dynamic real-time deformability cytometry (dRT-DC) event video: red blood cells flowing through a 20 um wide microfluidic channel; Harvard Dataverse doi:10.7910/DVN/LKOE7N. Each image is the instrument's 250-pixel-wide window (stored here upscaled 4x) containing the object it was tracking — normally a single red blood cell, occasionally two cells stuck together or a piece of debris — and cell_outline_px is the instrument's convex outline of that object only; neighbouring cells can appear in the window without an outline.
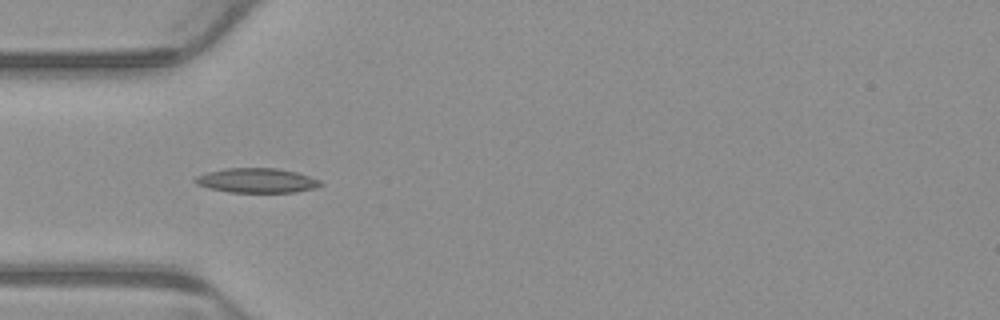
{"species": "common noctule bat (a hibernating species)", "species_latin": "Nyctalus noctula", "temperature_condition": "warm", "stored_images_in_passage": 4, "camera_frame_rate_fps": 3000, "um_per_image_px": 0.085, "animal": {"sex": "male", "body_mass_g": 23.1, "forearm_length_mm": 52.7}, "frame": {"image": 1, "passage_image": 2, "time_ms": 0.333, "image_size_px": [1000, 320], "cell_outline_px": [[324, 184], [316, 188], [296, 192], [228, 192], [208, 188], [196, 184], [192, 180], [196, 176], [208, 172], [224, 168], [276, 168], [296, 172], [320, 180]], "centroid_in_image_um": [21.81, 15.34], "position_along_channel_um": 63.2, "area_um2": 18.03}}
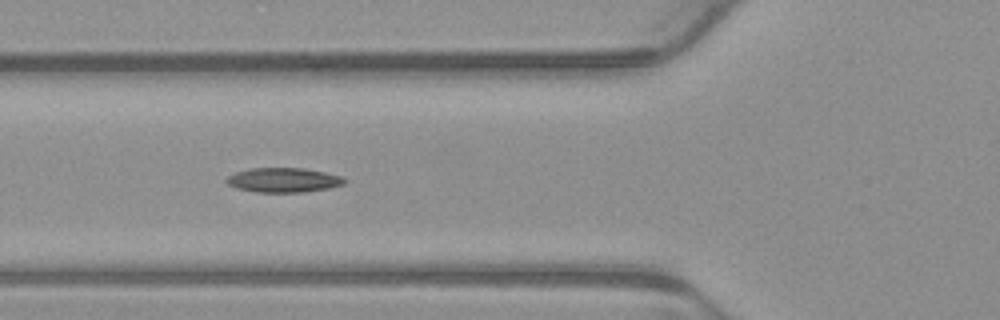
{"frame": {"image": 2, "passage_image": 3, "time_ms": 0.667, "image_size_px": [1000, 320], "cell_outline_px": [[348, 180], [344, 184], [328, 188], [304, 192], [256, 192], [236, 188], [228, 184], [224, 180], [228, 176], [236, 172], [252, 168], [304, 168], [324, 172], [340, 176]], "centroid_in_image_um": [24.09, 15.3], "position_along_channel_um": 101.7, "area_um2": 16.82}}
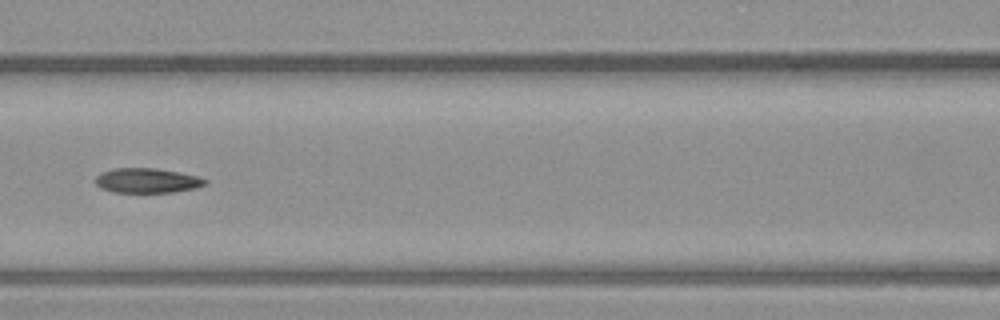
{"frame": {"image": 3, "passage_image": 4, "time_ms": 1.0, "image_size_px": [1000, 320], "cell_outline_px": [[208, 180], [204, 184], [196, 188], [172, 192], [112, 192], [100, 188], [96, 184], [96, 176], [100, 172], [116, 168], [156, 168], [200, 176]], "centroid_in_image_um": [12.49, 15.34], "position_along_channel_um": 154.1, "area_um2": 15.84}}